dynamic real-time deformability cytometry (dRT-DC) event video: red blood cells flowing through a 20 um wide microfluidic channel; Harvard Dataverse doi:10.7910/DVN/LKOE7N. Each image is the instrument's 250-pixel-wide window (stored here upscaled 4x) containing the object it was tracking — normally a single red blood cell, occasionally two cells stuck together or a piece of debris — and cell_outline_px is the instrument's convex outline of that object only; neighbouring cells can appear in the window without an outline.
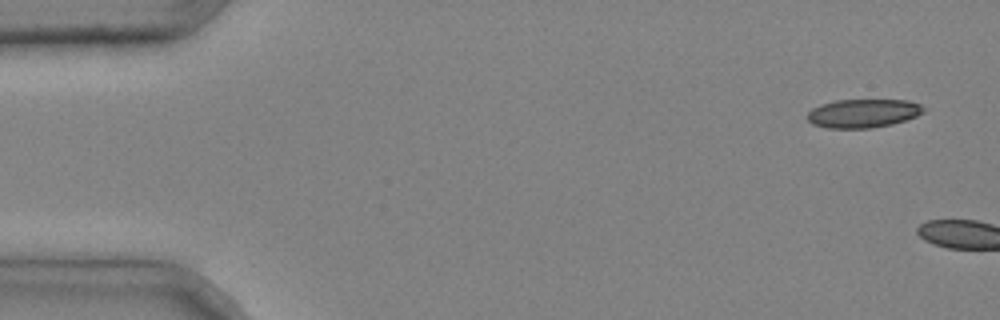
{"species": "common noctule bat (a hibernating species)", "species_latin": "Nyctalus noctula", "temperature_condition": "cold", "stored_images_in_passage": 2, "camera_frame_rate_fps": 3000, "um_per_image_px": 0.085, "animal": {"sex": "male", "body_mass_g": 20.4}, "frame": {"image": 1, "passage_image": 1, "time_ms": 0.0, "image_size_px": [1000, 320], "cell_outline_px": [[924, 112], [916, 116], [892, 124], [868, 128], [828, 128], [812, 124], [808, 120], [808, 112], [812, 108], [820, 104], [836, 100], [908, 100], [920, 104], [924, 108]], "centroid_in_image_um": [73.35, 9.62], "position_along_channel_um": 11.7, "area_um2": 19.31}}